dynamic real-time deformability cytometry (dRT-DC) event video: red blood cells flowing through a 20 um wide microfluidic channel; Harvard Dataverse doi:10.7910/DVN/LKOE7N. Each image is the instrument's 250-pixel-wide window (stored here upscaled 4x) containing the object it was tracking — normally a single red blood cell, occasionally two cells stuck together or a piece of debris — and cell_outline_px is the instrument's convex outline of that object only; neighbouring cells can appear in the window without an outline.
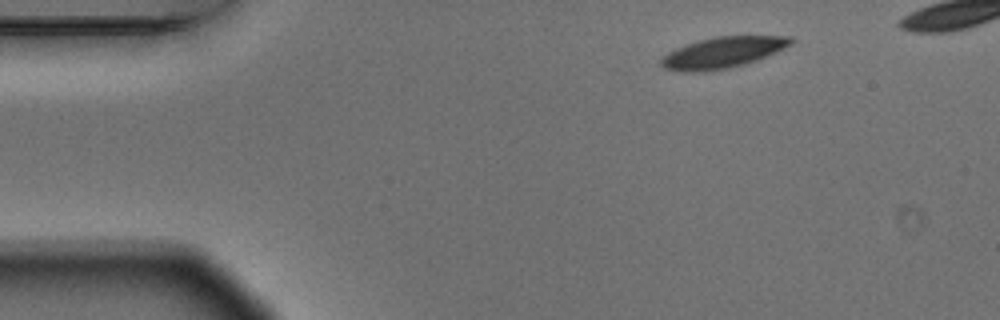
{"species": "Egyptian fruit bat (a non-hibernating species)", "species_latin": "Rousettus aegyptiacus", "temperature_condition": "warm", "stored_images_in_passage": 4, "camera_frame_rate_fps": 3000, "um_per_image_px": 0.085, "animal": {"sex": "male"}, "frame": {"image": 1, "passage_image": 1, "time_ms": 0.0, "image_size_px": [1000, 320], "cell_outline_px": [[796, 40], [792, 44], [776, 52], [756, 60], [744, 64], [728, 68], [704, 72], [688, 72], [664, 68], [660, 64], [660, 60], [668, 52], [676, 48], [700, 40], [716, 36], [792, 36]], "centroid_in_image_um": [61.46, 4.46], "position_along_channel_um": 23.5, "area_um2": 23.35}}